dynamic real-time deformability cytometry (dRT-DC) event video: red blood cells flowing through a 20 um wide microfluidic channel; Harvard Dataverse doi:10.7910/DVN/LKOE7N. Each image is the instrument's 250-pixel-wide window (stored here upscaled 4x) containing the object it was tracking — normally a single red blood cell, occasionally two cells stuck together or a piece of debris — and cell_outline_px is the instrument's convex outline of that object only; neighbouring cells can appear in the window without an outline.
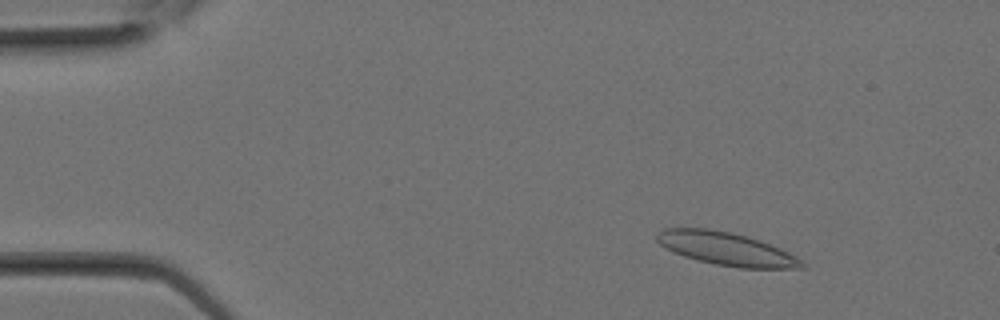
{"species": "Egyptian fruit bat (a non-hibernating species)", "species_latin": "Rousettus aegyptiacus", "temperature_condition": "room temperature", "stored_images_in_passage": 10, "camera_frame_rate_fps": 3000, "um_per_image_px": 0.085, "animal": {"sex": "female"}, "frame": {"image": 1, "passage_image": 4, "time_ms": 1.0, "image_size_px": [1000, 320], "cell_outline_px": [[804, 268], [740, 268], [716, 264], [684, 256], [660, 244], [656, 240], [656, 236], [664, 228], [708, 228], [732, 232], [748, 236], [760, 240], [780, 248], [796, 256], [804, 264]], "centroid_in_image_um": [61.76, 21.13], "position_along_channel_um": 23.2, "area_um2": 27.63}}
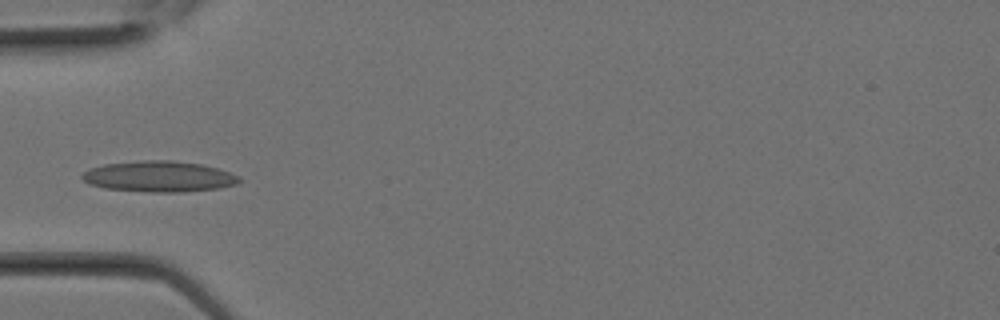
{"frame": {"image": 2, "passage_image": 9, "time_ms": 2.667, "image_size_px": [1000, 320], "cell_outline_px": [[240, 180], [236, 184], [220, 188], [180, 192], [148, 192], [104, 188], [88, 184], [80, 176], [88, 168], [104, 164], [144, 160], [172, 160], [204, 164], [240, 176]], "centroid_in_image_um": [13.49, 15.0], "position_along_channel_um": 71.5, "area_um2": 28.38}}